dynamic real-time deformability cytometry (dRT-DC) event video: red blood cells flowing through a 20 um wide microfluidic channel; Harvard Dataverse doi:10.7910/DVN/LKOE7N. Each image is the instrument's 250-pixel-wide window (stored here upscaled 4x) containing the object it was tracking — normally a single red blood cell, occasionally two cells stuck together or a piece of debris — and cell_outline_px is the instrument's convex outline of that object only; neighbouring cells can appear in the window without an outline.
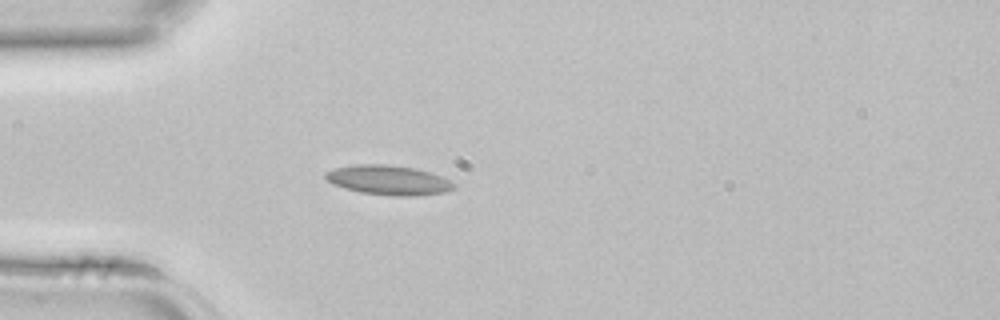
{"species": "common noctule bat (a hibernating species)", "species_latin": "Nyctalus noctula", "temperature_condition": "room temperature", "stored_images_in_passage": 3, "camera_frame_rate_fps": 3000, "um_per_image_px": 0.085, "animal": {"sex": "female", "body_mass_g": 22.7, "forearm_length_mm": 54.2}, "frame": {"image": 1, "passage_image": 3, "time_ms": 0.667, "image_size_px": [1000, 320], "cell_outline_px": [[456, 188], [444, 192], [416, 196], [392, 196], [360, 192], [344, 188], [332, 184], [324, 176], [324, 172], [336, 168], [352, 164], [388, 164], [416, 168], [440, 176], [456, 184]], "centroid_in_image_um": [33.0, 15.31], "position_along_channel_um": 52.0, "area_um2": 22.25}}